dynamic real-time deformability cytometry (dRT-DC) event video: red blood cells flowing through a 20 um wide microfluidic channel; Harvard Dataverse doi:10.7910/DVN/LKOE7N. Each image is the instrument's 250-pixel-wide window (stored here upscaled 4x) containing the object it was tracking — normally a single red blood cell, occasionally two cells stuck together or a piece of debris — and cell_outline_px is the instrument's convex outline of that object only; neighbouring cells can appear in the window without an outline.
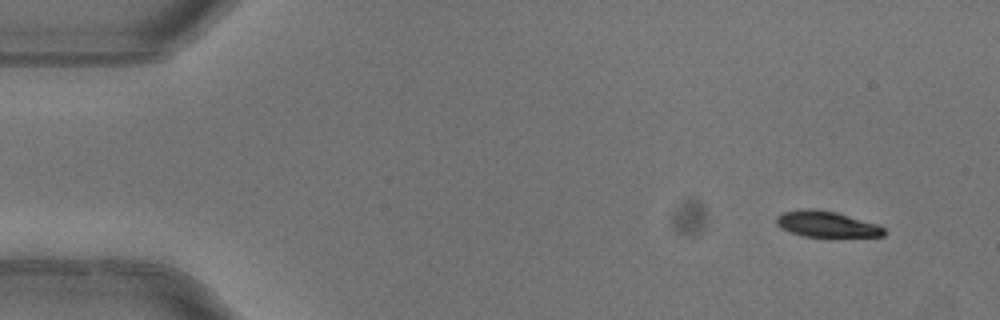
{"species": "common noctule bat (a hibernating species)", "species_latin": "Nyctalus noctula", "temperature_condition": "warm", "stored_images_in_passage": 4, "camera_frame_rate_fps": 3000, "um_per_image_px": 0.085, "animal": {"sex": "female"}, "frame": {"image": 1, "passage_image": 1, "time_ms": 0.0, "image_size_px": [1000, 320], "cell_outline_px": [[884, 236], [804, 236], [780, 228], [776, 224], [776, 216], [784, 212], [808, 208], [812, 208], [836, 212], [880, 224], [884, 228]], "centroid_in_image_um": [70.26, 19.04], "position_along_channel_um": 14.7, "area_um2": 16.13}}
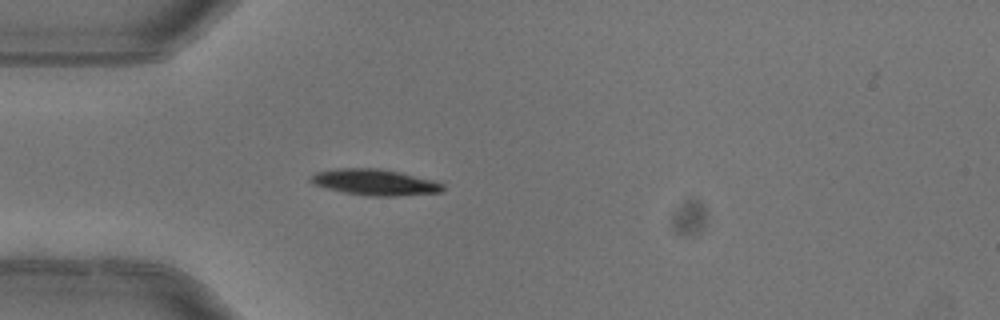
{"frame": {"image": 2, "passage_image": 4, "time_ms": 1.0, "image_size_px": [1000, 320], "cell_outline_px": [[444, 188], [440, 192], [396, 196], [368, 196], [344, 192], [312, 184], [308, 180], [316, 172], [340, 168], [376, 168], [400, 172], [432, 180], [444, 184]], "centroid_in_image_um": [31.85, 15.49], "position_along_channel_um": 53.2, "area_um2": 19.88}}